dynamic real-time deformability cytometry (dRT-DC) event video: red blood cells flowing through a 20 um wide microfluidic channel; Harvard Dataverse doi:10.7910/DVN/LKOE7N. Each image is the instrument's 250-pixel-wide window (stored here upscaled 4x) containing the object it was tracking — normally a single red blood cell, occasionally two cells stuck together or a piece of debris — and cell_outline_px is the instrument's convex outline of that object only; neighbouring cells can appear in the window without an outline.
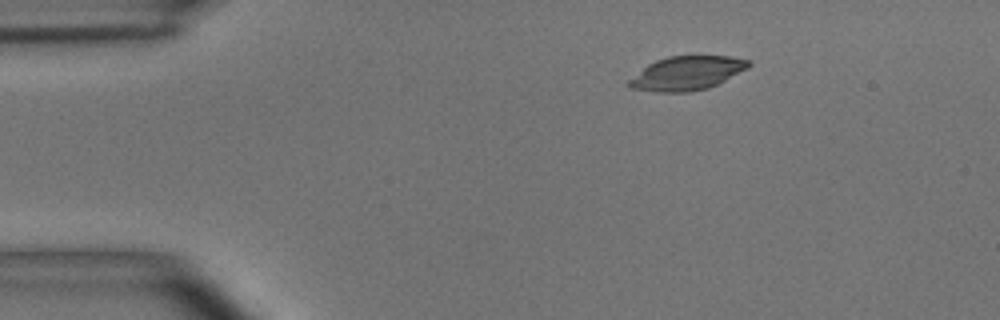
{"species": "common noctule bat (a hibernating species)", "species_latin": "Nyctalus noctula", "temperature_condition": "room temperature", "stored_images_in_passage": 46, "camera_frame_rate_fps": 3000, "um_per_image_px": 0.085, "animal": {"sex": "male", "body_mass_g": 15.6}, "frame": {"image": 1, "passage_image": 1, "time_ms": 0.0, "image_size_px": [1000, 320], "cell_outline_px": [[752, 64], [748, 68], [708, 88], [688, 92], [656, 92], [628, 88], [624, 84], [628, 80], [648, 64], [656, 60], [668, 56], [728, 56], [752, 60]], "centroid_in_image_um": [58.35, 6.22], "position_along_channel_um": 26.6, "area_um2": 23.7}}
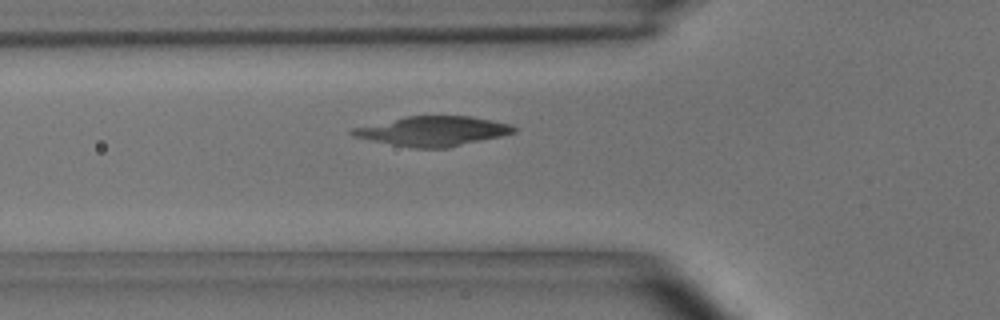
{"frame": {"image": 2, "passage_image": 11, "time_ms": 3.333, "image_size_px": [1000, 320], "cell_outline_px": [[516, 132], [500, 136], [448, 148], [412, 148], [352, 136], [348, 132], [352, 128], [408, 116], [472, 116], [512, 124], [516, 128]], "centroid_in_image_um": [36.82, 11.14], "position_along_channel_um": 89.0, "area_um2": 27.69}}
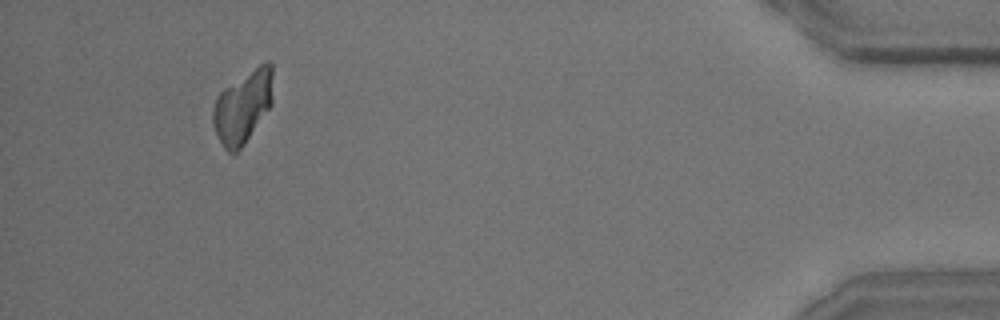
{"frame": {"image": 3, "passage_image": 43, "time_ms": 14.0, "image_size_px": [1000, 320], "cell_outline_px": [[272, 104], [244, 144], [232, 156], [224, 148], [216, 132], [212, 120], [212, 108], [216, 96], [224, 88], [264, 60], [268, 60], [272, 64]], "centroid_in_image_um": [20.64, 9.04], "position_along_channel_um": 414.6, "area_um2": 25.43}}